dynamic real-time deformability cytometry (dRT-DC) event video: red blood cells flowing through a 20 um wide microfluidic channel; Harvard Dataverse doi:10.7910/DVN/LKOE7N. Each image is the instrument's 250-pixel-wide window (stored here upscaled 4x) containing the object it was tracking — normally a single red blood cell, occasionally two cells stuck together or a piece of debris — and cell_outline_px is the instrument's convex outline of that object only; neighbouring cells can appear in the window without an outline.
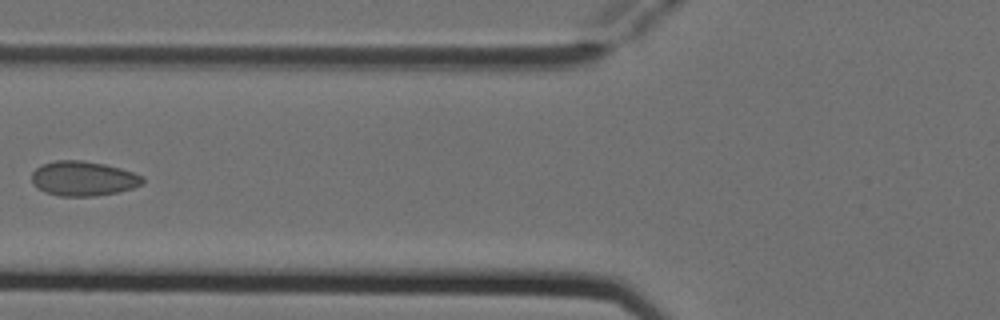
{"species": "Egyptian fruit bat (a non-hibernating species)", "species_latin": "Rousettus aegyptiacus", "temperature_condition": "cold", "stored_images_in_passage": 6, "camera_frame_rate_fps": 3000, "um_per_image_px": 0.085, "animal": {"sex": "female"}, "frame": {"image": 1, "passage_image": 5, "time_ms": 1.333, "image_size_px": [1000, 320], "cell_outline_px": [[144, 184], [132, 188], [116, 192], [96, 196], [60, 196], [44, 192], [32, 180], [32, 172], [40, 164], [56, 160], [84, 160], [104, 164], [120, 168], [144, 176]], "centroid_in_image_um": [7.09, 15.16], "position_along_channel_um": 118.7, "area_um2": 22.43}}
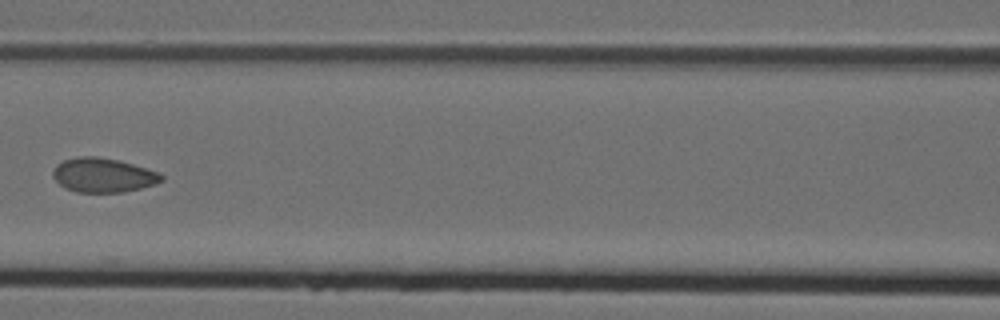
{"frame": {"image": 2, "passage_image": 6, "time_ms": 1.667, "image_size_px": [1000, 320], "cell_outline_px": [[164, 180], [156, 184], [124, 192], [76, 192], [64, 188], [52, 176], [52, 172], [56, 164], [64, 160], [76, 156], [96, 156], [116, 160], [132, 164], [156, 172], [164, 176]], "centroid_in_image_um": [8.73, 14.89], "position_along_channel_um": 157.9, "area_um2": 21.62}}